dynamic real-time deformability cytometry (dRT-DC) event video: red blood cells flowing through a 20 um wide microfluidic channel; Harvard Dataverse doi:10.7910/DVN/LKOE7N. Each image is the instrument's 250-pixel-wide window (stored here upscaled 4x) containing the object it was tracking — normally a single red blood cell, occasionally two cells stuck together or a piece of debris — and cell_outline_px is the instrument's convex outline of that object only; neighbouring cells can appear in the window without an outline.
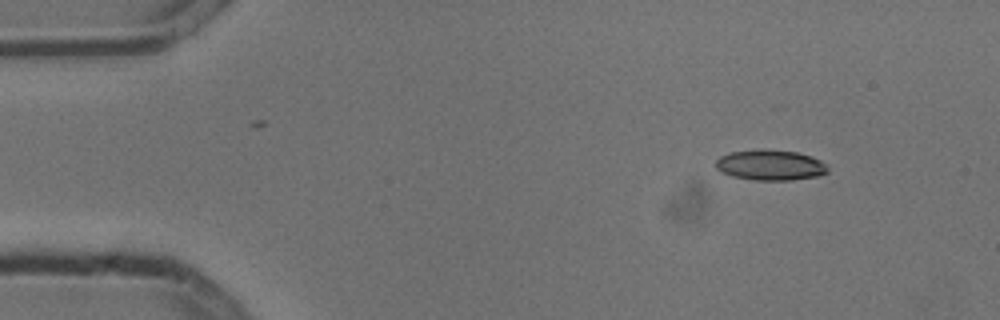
{"species": "common noctule bat (a hibernating species)", "species_latin": "Nyctalus noctula", "temperature_condition": "cold", "stored_images_in_passage": 10, "camera_frame_rate_fps": 3000, "um_per_image_px": 0.085, "animal": {"sex": "male", "body_mass_g": 13.3}, "frame": {"image": 1, "passage_image": 1, "time_ms": 0.0, "image_size_px": [1000, 320], "cell_outline_px": [[828, 172], [820, 176], [792, 180], [752, 180], [732, 176], [720, 172], [716, 168], [716, 160], [720, 156], [728, 152], [756, 148], [764, 148], [796, 152], [812, 156], [820, 160], [828, 168]], "centroid_in_image_um": [65.45, 14.02], "position_along_channel_um": 19.6, "area_um2": 20.35}}
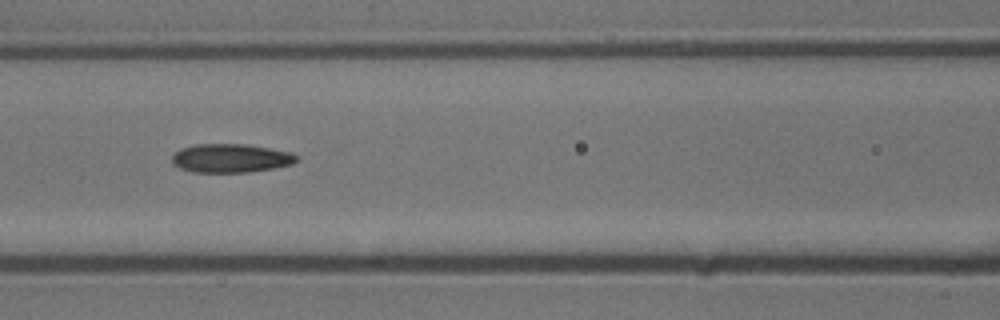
{"frame": {"image": 2, "passage_image": 6, "time_ms": 1.667, "image_size_px": [1000, 320], "cell_outline_px": [[296, 160], [292, 164], [272, 168], [248, 172], [192, 172], [180, 168], [172, 164], [172, 156], [180, 148], [196, 144], [244, 144], [292, 152], [296, 156]], "centroid_in_image_um": [19.57, 13.44], "position_along_channel_um": 147.0, "area_um2": 20.69}}
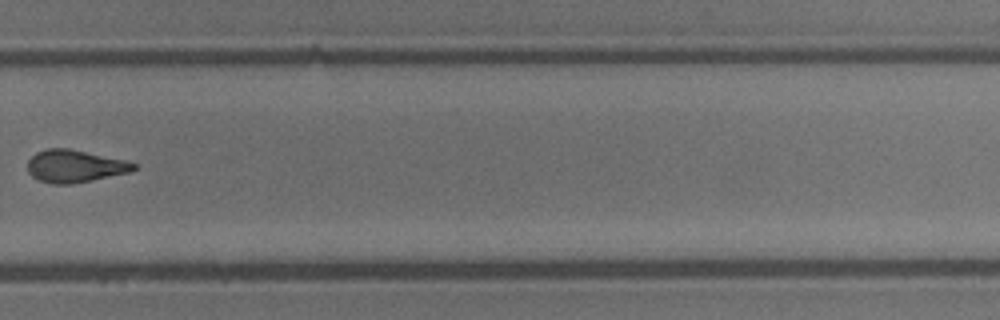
{"frame": {"image": 3, "passage_image": 10, "time_ms": 3.0, "image_size_px": [1000, 320], "cell_outline_px": [[136, 168], [132, 172], [72, 184], [52, 184], [40, 180], [32, 176], [28, 172], [28, 160], [36, 152], [48, 148], [68, 148], [124, 160], [136, 164]], "centroid_in_image_um": [6.35, 14.13], "position_along_channel_um": 323.5, "area_um2": 20.0}}